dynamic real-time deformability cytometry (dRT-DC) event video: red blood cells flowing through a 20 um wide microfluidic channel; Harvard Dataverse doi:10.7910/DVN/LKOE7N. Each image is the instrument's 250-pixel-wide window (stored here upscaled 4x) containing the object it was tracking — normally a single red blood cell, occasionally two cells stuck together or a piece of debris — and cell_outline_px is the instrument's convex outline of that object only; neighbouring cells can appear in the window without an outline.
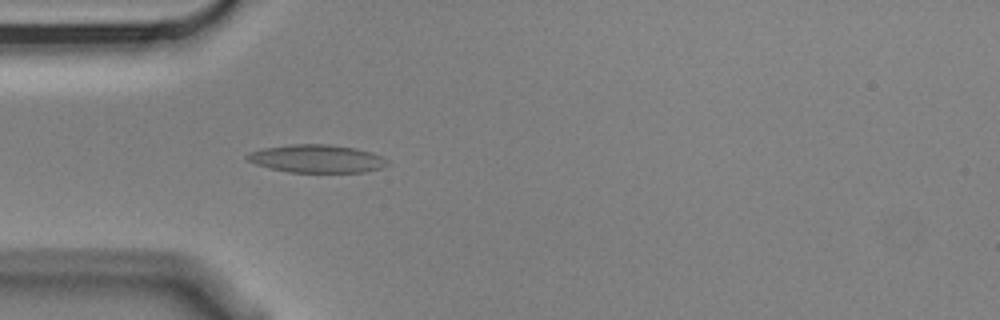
{"species": "Egyptian fruit bat (a non-hibernating species)", "species_latin": "Rousettus aegyptiacus", "temperature_condition": "cold", "stored_images_in_passage": 4, "camera_frame_rate_fps": 3000, "um_per_image_px": 0.085, "animal": {"sex": "male"}, "frame": {"image": 1, "passage_image": 4, "time_ms": 1.0, "image_size_px": [1000, 320], "cell_outline_px": [[388, 164], [380, 168], [364, 172], [288, 172], [256, 164], [248, 160], [244, 156], [248, 152], [264, 148], [288, 144], [328, 144], [356, 148], [372, 152], [388, 160]], "centroid_in_image_um": [26.92, 13.48], "position_along_channel_um": 58.1, "area_um2": 22.83}}